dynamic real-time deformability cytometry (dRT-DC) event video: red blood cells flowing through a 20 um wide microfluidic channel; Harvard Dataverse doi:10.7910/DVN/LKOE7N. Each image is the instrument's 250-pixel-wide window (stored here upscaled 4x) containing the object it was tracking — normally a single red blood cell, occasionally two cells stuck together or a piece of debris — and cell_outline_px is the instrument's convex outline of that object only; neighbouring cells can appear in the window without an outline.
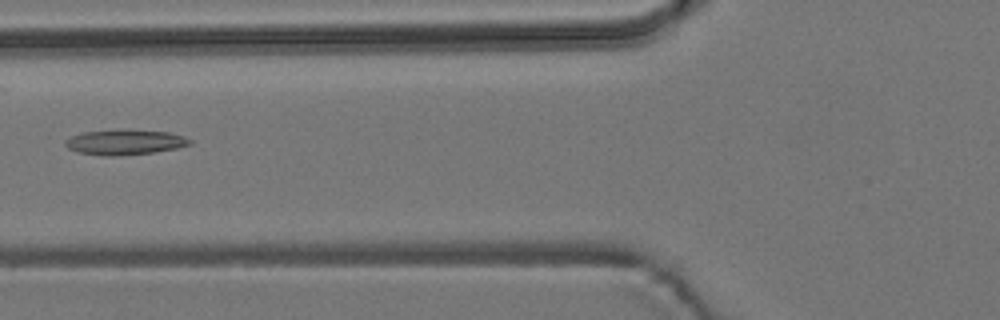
{"species": "common noctule bat (a hibernating species)", "species_latin": "Nyctalus noctula", "temperature_condition": "room temperature", "stored_images_in_passage": 6, "camera_frame_rate_fps": 3000, "um_per_image_px": 0.085, "animal": {"sex": "male", "body_mass_g": 19.2, "forearm_length_mm": 51.8}, "frame": {"image": 1, "passage_image": 6, "time_ms": 6.0, "image_size_px": [1000, 320], "cell_outline_px": [[192, 144], [176, 148], [152, 152], [120, 156], [104, 156], [76, 152], [68, 148], [64, 144], [64, 140], [72, 136], [84, 132], [124, 128], [128, 128], [168, 132], [184, 136], [192, 140]], "centroid_in_image_um": [10.6, 12.07], "position_along_channel_um": 115.2, "area_um2": 18.67}}